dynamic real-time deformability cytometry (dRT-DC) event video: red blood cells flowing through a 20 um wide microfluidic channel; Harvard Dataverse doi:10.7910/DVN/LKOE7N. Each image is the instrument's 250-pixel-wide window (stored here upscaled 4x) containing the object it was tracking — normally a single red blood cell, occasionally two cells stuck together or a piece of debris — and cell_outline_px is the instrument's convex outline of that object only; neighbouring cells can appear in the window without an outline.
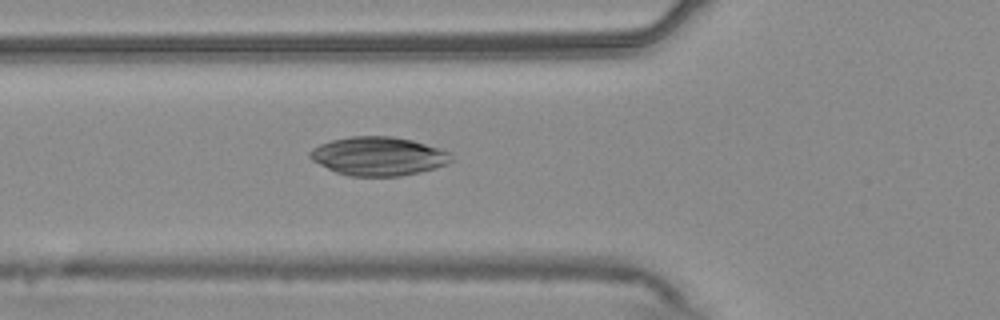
{"species": "common noctule bat (a hibernating species)", "species_latin": "Nyctalus noctula", "temperature_condition": "warm", "stored_images_in_passage": 54, "camera_frame_rate_fps": 3000, "um_per_image_px": 0.085, "animal": {"sex": "male", "body_mass_g": 20.4}, "frame": {"image": 1, "passage_image": 20, "time_ms": 6.333, "image_size_px": [1000, 320], "cell_outline_px": [[452, 160], [448, 164], [436, 168], [420, 172], [400, 176], [348, 176], [336, 172], [312, 160], [308, 156], [308, 152], [312, 148], [320, 144], [332, 140], [348, 136], [392, 136], [412, 140], [440, 148], [448, 152], [452, 156]], "centroid_in_image_um": [32.16, 13.27], "position_along_channel_um": 93.6, "area_um2": 31.96}}
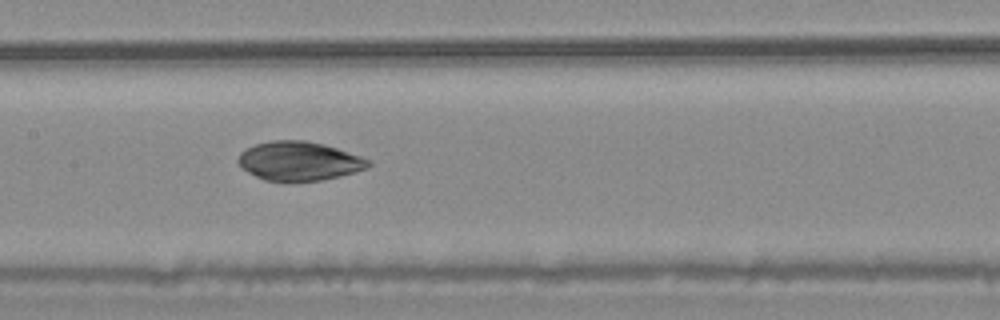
{"frame": {"image": 2, "passage_image": 27, "time_ms": 8.667, "image_size_px": [1000, 320], "cell_outline_px": [[372, 164], [368, 168], [340, 176], [324, 180], [288, 184], [264, 180], [240, 168], [236, 160], [240, 152], [256, 144], [272, 140], [304, 140], [324, 144], [372, 160]], "centroid_in_image_um": [25.4, 13.73], "position_along_channel_um": 182.0, "area_um2": 30.35}}
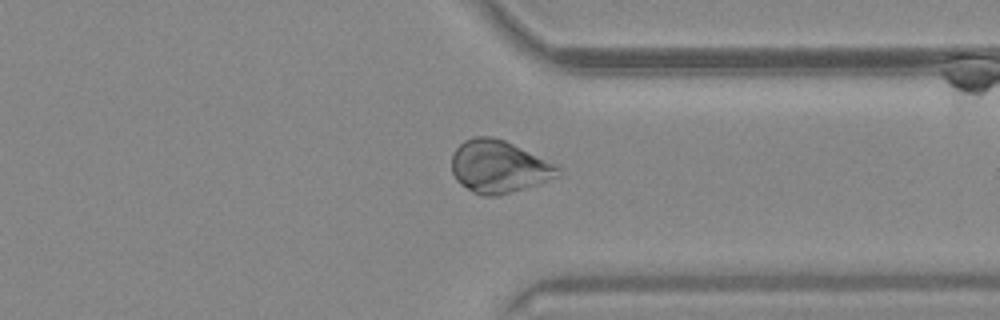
{"frame": {"image": 3, "passage_image": 42, "time_ms": 13.667, "image_size_px": [1000, 320], "cell_outline_px": [[564, 172], [560, 176], [500, 196], [480, 196], [472, 192], [460, 184], [456, 180], [452, 172], [452, 152], [464, 140], [476, 136], [492, 136], [504, 140], [556, 164]], "centroid_in_image_um": [42.39, 14.17], "position_along_channel_um": 369.0, "area_um2": 32.71}}